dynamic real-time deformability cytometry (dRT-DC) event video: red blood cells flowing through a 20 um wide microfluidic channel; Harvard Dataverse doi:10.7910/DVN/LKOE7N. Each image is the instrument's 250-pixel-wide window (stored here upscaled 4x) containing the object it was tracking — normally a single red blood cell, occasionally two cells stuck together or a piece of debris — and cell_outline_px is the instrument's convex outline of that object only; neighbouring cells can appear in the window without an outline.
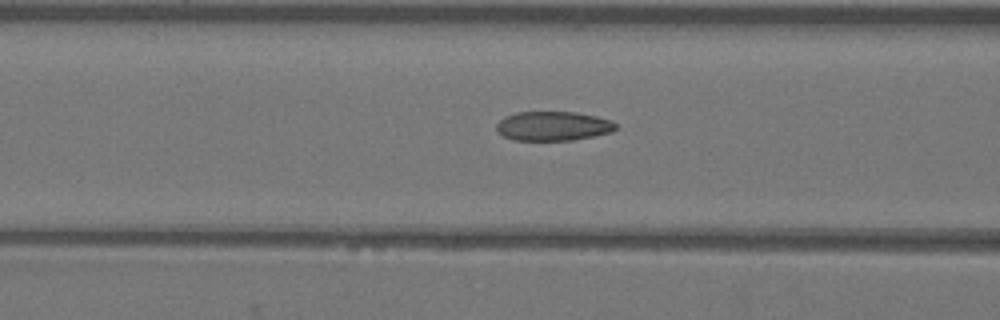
{"species": "Egyptian fruit bat (a non-hibernating species)", "species_latin": "Rousettus aegyptiacus", "temperature_condition": "warm", "stored_images_in_passage": 16, "camera_frame_rate_fps": 3000, "um_per_image_px": 0.085, "animal": {"sex": "female"}, "frame": {"image": 1, "passage_image": 14, "time_ms": 4.333, "image_size_px": [1000, 320], "cell_outline_px": [[616, 128], [612, 132], [572, 140], [512, 140], [504, 136], [496, 128], [496, 124], [504, 116], [516, 112], [576, 112], [596, 116], [612, 120], [616, 124]], "centroid_in_image_um": [47.01, 10.71], "position_along_channel_um": 119.6, "area_um2": 20.35}}